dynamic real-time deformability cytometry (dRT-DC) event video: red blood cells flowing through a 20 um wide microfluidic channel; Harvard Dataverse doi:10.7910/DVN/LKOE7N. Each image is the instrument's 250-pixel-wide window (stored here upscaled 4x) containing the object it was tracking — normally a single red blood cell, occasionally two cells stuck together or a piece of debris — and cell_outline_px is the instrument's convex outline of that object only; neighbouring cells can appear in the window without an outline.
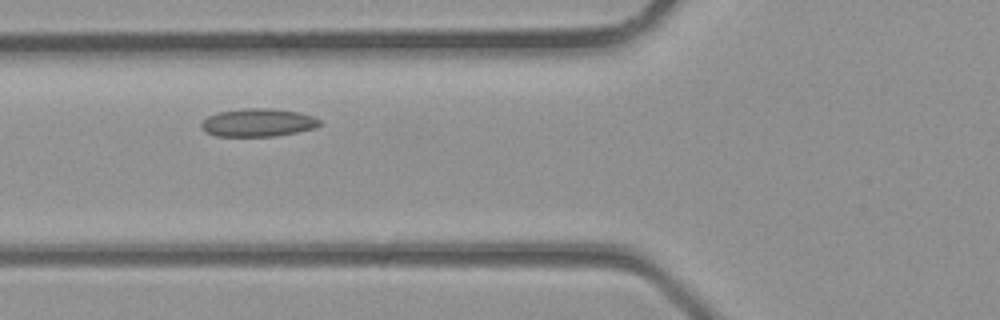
{"species": "common noctule bat (a hibernating species)", "species_latin": "Nyctalus noctula", "temperature_condition": "room temperature", "stored_images_in_passage": 4, "camera_frame_rate_fps": 3000, "um_per_image_px": 0.085, "animal": {"sex": "male", "body_mass_g": 23.1, "forearm_length_mm": 52.7}, "frame": {"image": 1, "passage_image": 4, "time_ms": 1.0, "image_size_px": [1000, 320], "cell_outline_px": [[320, 124], [316, 128], [296, 132], [272, 136], [216, 136], [208, 132], [200, 124], [208, 116], [216, 112], [244, 108], [272, 108], [300, 112], [312, 116], [320, 120]], "centroid_in_image_um": [21.95, 10.4], "position_along_channel_um": 103.9, "area_um2": 19.25}}